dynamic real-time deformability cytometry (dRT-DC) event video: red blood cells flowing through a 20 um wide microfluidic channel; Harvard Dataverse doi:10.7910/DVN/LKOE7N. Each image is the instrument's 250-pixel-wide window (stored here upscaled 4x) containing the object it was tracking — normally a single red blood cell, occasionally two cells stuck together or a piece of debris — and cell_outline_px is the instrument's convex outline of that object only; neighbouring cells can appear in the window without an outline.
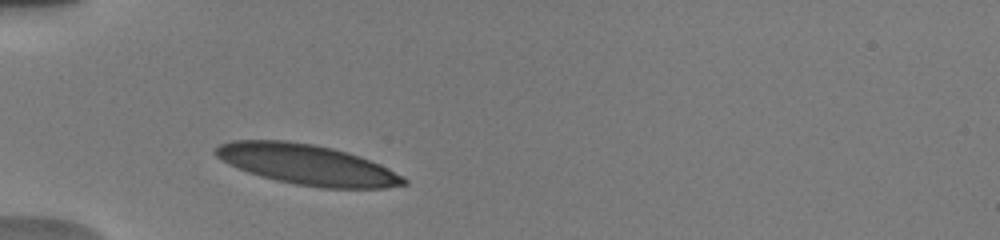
{"species": "human", "species_latin": "Homo sapiens", "temperature_condition": "warm", "stored_images_in_passage": 32, "camera_frame_rate_fps": 3000, "um_per_image_px": 0.085, "donor": {"sex": "male"}, "frame": {"image": 1, "passage_image": 1, "time_ms": 0.0, "image_size_px": [1000, 240], "cell_outline_px": [[408, 184], [384, 188], [320, 188], [296, 184], [276, 180], [260, 176], [248, 172], [228, 164], [216, 156], [212, 152], [220, 144], [232, 140], [288, 140], [312, 144], [332, 148], [348, 152], [360, 156], [380, 164], [404, 176], [408, 180]], "centroid_in_image_um": [26.12, 13.99], "position_along_channel_um": 58.9, "area_um2": 44.33}}
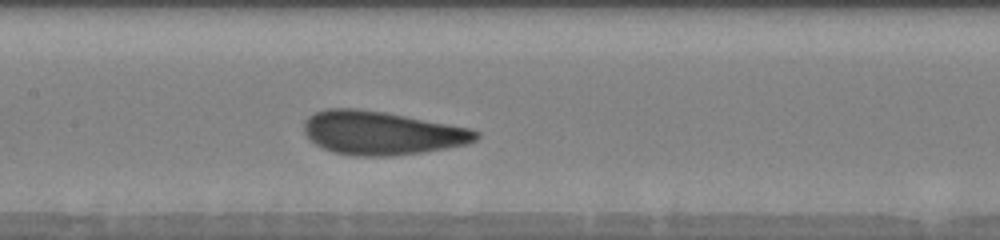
{"frame": {"image": 2, "passage_image": 10, "time_ms": 3.333, "image_size_px": [1000, 240], "cell_outline_px": [[480, 136], [476, 140], [468, 144], [420, 152], [392, 156], [352, 156], [332, 152], [308, 140], [304, 132], [304, 120], [308, 116], [316, 112], [328, 108], [356, 108], [384, 112], [468, 128], [480, 132]], "centroid_in_image_um": [32.39, 11.3], "position_along_channel_um": 175.0, "area_um2": 43.52}}
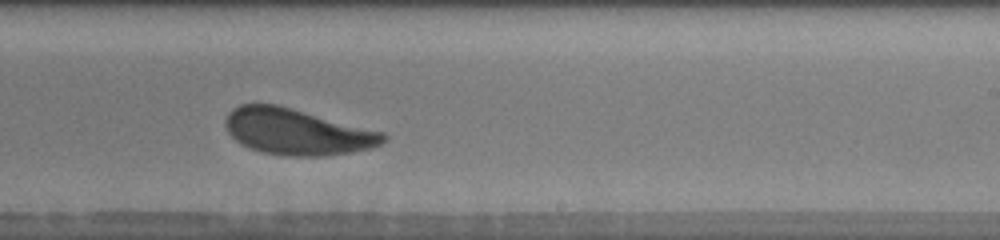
{"frame": {"image": 3, "passage_image": 16, "time_ms": 5.667, "image_size_px": [1000, 240], "cell_outline_px": [[388, 140], [372, 148], [352, 152], [324, 156], [284, 156], [264, 152], [240, 144], [228, 132], [224, 124], [224, 120], [228, 112], [232, 108], [240, 104], [276, 104], [292, 108], [384, 132], [388, 136]], "centroid_in_image_um": [25.25, 11.2], "position_along_channel_um": 263.8, "area_um2": 42.54}, "authors_computed_cell_mechanics": {"area_um2": 42.7142, "velocity_mm_per_s": 3.8203, "shape_relaxation_time_tau1_ms": 2.1569, "shape_relaxation_time_tau2_ms": 1.0733, "deformation_change_tau1": 0.1311, "deformation_change_tau2": 0.068}}